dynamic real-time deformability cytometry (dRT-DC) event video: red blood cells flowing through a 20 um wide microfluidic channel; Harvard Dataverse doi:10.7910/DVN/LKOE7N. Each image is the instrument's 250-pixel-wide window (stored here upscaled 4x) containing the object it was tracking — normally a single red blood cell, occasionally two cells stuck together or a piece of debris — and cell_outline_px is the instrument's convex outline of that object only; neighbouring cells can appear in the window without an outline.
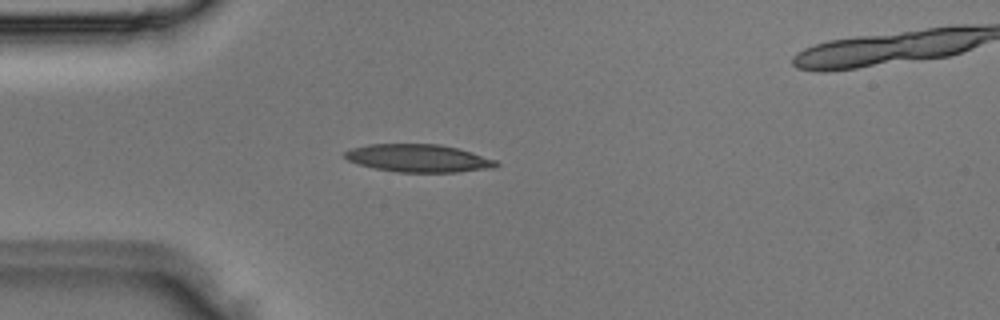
{"species": "Egyptian fruit bat (a non-hibernating species)", "species_latin": "Rousettus aegyptiacus", "temperature_condition": "room temperature", "stored_images_in_passage": 3, "camera_frame_rate_fps": 3000, "um_per_image_px": 0.085, "animal": {"sex": "male"}, "frame": {"image": 1, "passage_image": 2, "time_ms": 0.333, "image_size_px": [1000, 320], "cell_outline_px": [[500, 164], [496, 168], [456, 172], [396, 172], [372, 168], [348, 160], [344, 156], [344, 152], [352, 148], [368, 144], [440, 144], [472, 152], [496, 160]], "centroid_in_image_um": [35.59, 13.45], "position_along_channel_um": 49.4, "area_um2": 24.57}}